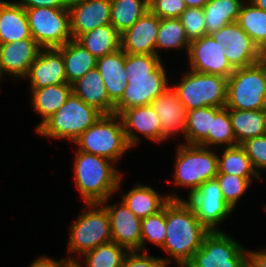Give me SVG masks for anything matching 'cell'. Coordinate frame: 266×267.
Returning <instances> with one entry per match:
<instances>
[{"mask_svg":"<svg viewBox=\"0 0 266 267\" xmlns=\"http://www.w3.org/2000/svg\"><path fill=\"white\" fill-rule=\"evenodd\" d=\"M69 229L68 252L70 260L80 261V257L99 245L112 242L110 217L101 203H86ZM88 208V209H87ZM72 253H76L72 257ZM76 258V259H75Z\"/></svg>","mask_w":266,"mask_h":267,"instance_id":"obj_5","label":"cell"},{"mask_svg":"<svg viewBox=\"0 0 266 267\" xmlns=\"http://www.w3.org/2000/svg\"><path fill=\"white\" fill-rule=\"evenodd\" d=\"M32 38L25 9L17 2L1 0L0 44Z\"/></svg>","mask_w":266,"mask_h":267,"instance_id":"obj_25","label":"cell"},{"mask_svg":"<svg viewBox=\"0 0 266 267\" xmlns=\"http://www.w3.org/2000/svg\"><path fill=\"white\" fill-rule=\"evenodd\" d=\"M41 49L33 38L0 44V68L3 75L24 79Z\"/></svg>","mask_w":266,"mask_h":267,"instance_id":"obj_19","label":"cell"},{"mask_svg":"<svg viewBox=\"0 0 266 267\" xmlns=\"http://www.w3.org/2000/svg\"><path fill=\"white\" fill-rule=\"evenodd\" d=\"M76 41L97 59L120 49V33L111 24L84 33Z\"/></svg>","mask_w":266,"mask_h":267,"instance_id":"obj_30","label":"cell"},{"mask_svg":"<svg viewBox=\"0 0 266 267\" xmlns=\"http://www.w3.org/2000/svg\"><path fill=\"white\" fill-rule=\"evenodd\" d=\"M166 239V205L164 208L141 219V251L148 252L145 243L149 241L160 248L163 246Z\"/></svg>","mask_w":266,"mask_h":267,"instance_id":"obj_38","label":"cell"},{"mask_svg":"<svg viewBox=\"0 0 266 267\" xmlns=\"http://www.w3.org/2000/svg\"><path fill=\"white\" fill-rule=\"evenodd\" d=\"M4 77L2 71H1V68H0V80Z\"/></svg>","mask_w":266,"mask_h":267,"instance_id":"obj_51","label":"cell"},{"mask_svg":"<svg viewBox=\"0 0 266 267\" xmlns=\"http://www.w3.org/2000/svg\"><path fill=\"white\" fill-rule=\"evenodd\" d=\"M208 233L185 199H171L166 204V239L161 248L178 267H185Z\"/></svg>","mask_w":266,"mask_h":267,"instance_id":"obj_2","label":"cell"},{"mask_svg":"<svg viewBox=\"0 0 266 267\" xmlns=\"http://www.w3.org/2000/svg\"><path fill=\"white\" fill-rule=\"evenodd\" d=\"M57 49L63 56L68 84L74 83L88 71L96 68L97 58L75 39L68 41Z\"/></svg>","mask_w":266,"mask_h":267,"instance_id":"obj_27","label":"cell"},{"mask_svg":"<svg viewBox=\"0 0 266 267\" xmlns=\"http://www.w3.org/2000/svg\"><path fill=\"white\" fill-rule=\"evenodd\" d=\"M149 11L158 18H179L187 9L184 0H148Z\"/></svg>","mask_w":266,"mask_h":267,"instance_id":"obj_42","label":"cell"},{"mask_svg":"<svg viewBox=\"0 0 266 267\" xmlns=\"http://www.w3.org/2000/svg\"><path fill=\"white\" fill-rule=\"evenodd\" d=\"M237 23L262 51L266 47V11L245 1Z\"/></svg>","mask_w":266,"mask_h":267,"instance_id":"obj_33","label":"cell"},{"mask_svg":"<svg viewBox=\"0 0 266 267\" xmlns=\"http://www.w3.org/2000/svg\"><path fill=\"white\" fill-rule=\"evenodd\" d=\"M101 115L98 110L71 93L64 105L49 117L36 132L42 137L74 142Z\"/></svg>","mask_w":266,"mask_h":267,"instance_id":"obj_7","label":"cell"},{"mask_svg":"<svg viewBox=\"0 0 266 267\" xmlns=\"http://www.w3.org/2000/svg\"><path fill=\"white\" fill-rule=\"evenodd\" d=\"M187 8H203L209 0H184Z\"/></svg>","mask_w":266,"mask_h":267,"instance_id":"obj_47","label":"cell"},{"mask_svg":"<svg viewBox=\"0 0 266 267\" xmlns=\"http://www.w3.org/2000/svg\"><path fill=\"white\" fill-rule=\"evenodd\" d=\"M32 109L40 115L42 121L36 125V130L59 108L64 105L72 93V86L68 83L49 85L40 89H30Z\"/></svg>","mask_w":266,"mask_h":267,"instance_id":"obj_26","label":"cell"},{"mask_svg":"<svg viewBox=\"0 0 266 267\" xmlns=\"http://www.w3.org/2000/svg\"><path fill=\"white\" fill-rule=\"evenodd\" d=\"M254 6L266 11V0H248Z\"/></svg>","mask_w":266,"mask_h":267,"instance_id":"obj_48","label":"cell"},{"mask_svg":"<svg viewBox=\"0 0 266 267\" xmlns=\"http://www.w3.org/2000/svg\"><path fill=\"white\" fill-rule=\"evenodd\" d=\"M211 35L215 41L222 43L224 55L234 69L261 61V50L237 22L228 24Z\"/></svg>","mask_w":266,"mask_h":267,"instance_id":"obj_14","label":"cell"},{"mask_svg":"<svg viewBox=\"0 0 266 267\" xmlns=\"http://www.w3.org/2000/svg\"><path fill=\"white\" fill-rule=\"evenodd\" d=\"M72 93L102 115L113 114L115 104L109 99L103 79L97 68L71 84Z\"/></svg>","mask_w":266,"mask_h":267,"instance_id":"obj_23","label":"cell"},{"mask_svg":"<svg viewBox=\"0 0 266 267\" xmlns=\"http://www.w3.org/2000/svg\"><path fill=\"white\" fill-rule=\"evenodd\" d=\"M229 116L236 145H241L248 139L266 134V109H229Z\"/></svg>","mask_w":266,"mask_h":267,"instance_id":"obj_28","label":"cell"},{"mask_svg":"<svg viewBox=\"0 0 266 267\" xmlns=\"http://www.w3.org/2000/svg\"><path fill=\"white\" fill-rule=\"evenodd\" d=\"M177 194H158L156 190L140 183L122 193L121 201L140 219L147 218L161 211L171 199H182Z\"/></svg>","mask_w":266,"mask_h":267,"instance_id":"obj_22","label":"cell"},{"mask_svg":"<svg viewBox=\"0 0 266 267\" xmlns=\"http://www.w3.org/2000/svg\"><path fill=\"white\" fill-rule=\"evenodd\" d=\"M176 150L173 183L184 189L189 188L188 195L217 176L218 154L213 149L183 143L178 144Z\"/></svg>","mask_w":266,"mask_h":267,"instance_id":"obj_6","label":"cell"},{"mask_svg":"<svg viewBox=\"0 0 266 267\" xmlns=\"http://www.w3.org/2000/svg\"><path fill=\"white\" fill-rule=\"evenodd\" d=\"M0 16H1V0H0Z\"/></svg>","mask_w":266,"mask_h":267,"instance_id":"obj_53","label":"cell"},{"mask_svg":"<svg viewBox=\"0 0 266 267\" xmlns=\"http://www.w3.org/2000/svg\"><path fill=\"white\" fill-rule=\"evenodd\" d=\"M147 11L148 0H111V25L122 34Z\"/></svg>","mask_w":266,"mask_h":267,"instance_id":"obj_32","label":"cell"},{"mask_svg":"<svg viewBox=\"0 0 266 267\" xmlns=\"http://www.w3.org/2000/svg\"><path fill=\"white\" fill-rule=\"evenodd\" d=\"M228 78L187 70L181 81L174 83L177 93L187 111L204 107H225Z\"/></svg>","mask_w":266,"mask_h":267,"instance_id":"obj_8","label":"cell"},{"mask_svg":"<svg viewBox=\"0 0 266 267\" xmlns=\"http://www.w3.org/2000/svg\"><path fill=\"white\" fill-rule=\"evenodd\" d=\"M170 262L172 260L168 257L149 256L148 252L144 251H129L121 267H167Z\"/></svg>","mask_w":266,"mask_h":267,"instance_id":"obj_43","label":"cell"},{"mask_svg":"<svg viewBox=\"0 0 266 267\" xmlns=\"http://www.w3.org/2000/svg\"><path fill=\"white\" fill-rule=\"evenodd\" d=\"M241 146L250 158L254 170L262 177L261 172L266 171V134L248 139Z\"/></svg>","mask_w":266,"mask_h":267,"instance_id":"obj_41","label":"cell"},{"mask_svg":"<svg viewBox=\"0 0 266 267\" xmlns=\"http://www.w3.org/2000/svg\"><path fill=\"white\" fill-rule=\"evenodd\" d=\"M248 250L223 231L209 232L185 267H244Z\"/></svg>","mask_w":266,"mask_h":267,"instance_id":"obj_10","label":"cell"},{"mask_svg":"<svg viewBox=\"0 0 266 267\" xmlns=\"http://www.w3.org/2000/svg\"><path fill=\"white\" fill-rule=\"evenodd\" d=\"M215 178L219 182L225 201L235 210L238 200L244 196L252 183L247 178L226 173H218Z\"/></svg>","mask_w":266,"mask_h":267,"instance_id":"obj_39","label":"cell"},{"mask_svg":"<svg viewBox=\"0 0 266 267\" xmlns=\"http://www.w3.org/2000/svg\"><path fill=\"white\" fill-rule=\"evenodd\" d=\"M261 62L266 65V47L261 51Z\"/></svg>","mask_w":266,"mask_h":267,"instance_id":"obj_49","label":"cell"},{"mask_svg":"<svg viewBox=\"0 0 266 267\" xmlns=\"http://www.w3.org/2000/svg\"><path fill=\"white\" fill-rule=\"evenodd\" d=\"M74 161L75 187L84 203H101L120 190L122 172L107 158L76 150Z\"/></svg>","mask_w":266,"mask_h":267,"instance_id":"obj_3","label":"cell"},{"mask_svg":"<svg viewBox=\"0 0 266 267\" xmlns=\"http://www.w3.org/2000/svg\"><path fill=\"white\" fill-rule=\"evenodd\" d=\"M24 9L31 8H57L68 9L70 6L69 0H16Z\"/></svg>","mask_w":266,"mask_h":267,"instance_id":"obj_44","label":"cell"},{"mask_svg":"<svg viewBox=\"0 0 266 267\" xmlns=\"http://www.w3.org/2000/svg\"><path fill=\"white\" fill-rule=\"evenodd\" d=\"M31 89L68 83L62 53L57 48H42L27 76Z\"/></svg>","mask_w":266,"mask_h":267,"instance_id":"obj_20","label":"cell"},{"mask_svg":"<svg viewBox=\"0 0 266 267\" xmlns=\"http://www.w3.org/2000/svg\"><path fill=\"white\" fill-rule=\"evenodd\" d=\"M222 43L215 41L212 35L206 34L200 39L190 42L188 51V69L229 78L234 68L224 55Z\"/></svg>","mask_w":266,"mask_h":267,"instance_id":"obj_13","label":"cell"},{"mask_svg":"<svg viewBox=\"0 0 266 267\" xmlns=\"http://www.w3.org/2000/svg\"><path fill=\"white\" fill-rule=\"evenodd\" d=\"M128 250L115 242H109L87 251L81 256L86 267H121L128 254ZM76 267H84L81 262L75 261Z\"/></svg>","mask_w":266,"mask_h":267,"instance_id":"obj_36","label":"cell"},{"mask_svg":"<svg viewBox=\"0 0 266 267\" xmlns=\"http://www.w3.org/2000/svg\"><path fill=\"white\" fill-rule=\"evenodd\" d=\"M28 267H76V263L67 257L57 261L43 255L32 261Z\"/></svg>","mask_w":266,"mask_h":267,"instance_id":"obj_45","label":"cell"},{"mask_svg":"<svg viewBox=\"0 0 266 267\" xmlns=\"http://www.w3.org/2000/svg\"><path fill=\"white\" fill-rule=\"evenodd\" d=\"M151 105L160 119L162 142L169 138L177 140L174 136L180 132L184 135L187 125V110L171 86L159 95Z\"/></svg>","mask_w":266,"mask_h":267,"instance_id":"obj_21","label":"cell"},{"mask_svg":"<svg viewBox=\"0 0 266 267\" xmlns=\"http://www.w3.org/2000/svg\"><path fill=\"white\" fill-rule=\"evenodd\" d=\"M161 60L157 55L125 53L128 84L123 96L115 104V114L120 115L128 108L151 105L169 88L167 71Z\"/></svg>","mask_w":266,"mask_h":267,"instance_id":"obj_1","label":"cell"},{"mask_svg":"<svg viewBox=\"0 0 266 267\" xmlns=\"http://www.w3.org/2000/svg\"><path fill=\"white\" fill-rule=\"evenodd\" d=\"M108 201L110 200L107 199L101 204L110 217L112 242L128 251H141V219L123 201L112 205H109Z\"/></svg>","mask_w":266,"mask_h":267,"instance_id":"obj_15","label":"cell"},{"mask_svg":"<svg viewBox=\"0 0 266 267\" xmlns=\"http://www.w3.org/2000/svg\"><path fill=\"white\" fill-rule=\"evenodd\" d=\"M218 156V173L233 174L247 178L250 182L254 179L263 180L254 170L250 158L241 145L223 148Z\"/></svg>","mask_w":266,"mask_h":267,"instance_id":"obj_31","label":"cell"},{"mask_svg":"<svg viewBox=\"0 0 266 267\" xmlns=\"http://www.w3.org/2000/svg\"><path fill=\"white\" fill-rule=\"evenodd\" d=\"M190 47V41L186 35L185 29L179 18L160 19V27L156 41V55L161 56L158 52L161 50H178L185 49L187 55Z\"/></svg>","mask_w":266,"mask_h":267,"instance_id":"obj_34","label":"cell"},{"mask_svg":"<svg viewBox=\"0 0 266 267\" xmlns=\"http://www.w3.org/2000/svg\"><path fill=\"white\" fill-rule=\"evenodd\" d=\"M248 262L253 267H266V249L260 251L248 250Z\"/></svg>","mask_w":266,"mask_h":267,"instance_id":"obj_46","label":"cell"},{"mask_svg":"<svg viewBox=\"0 0 266 267\" xmlns=\"http://www.w3.org/2000/svg\"><path fill=\"white\" fill-rule=\"evenodd\" d=\"M32 38L41 48H58L72 40L68 9H25Z\"/></svg>","mask_w":266,"mask_h":267,"instance_id":"obj_11","label":"cell"},{"mask_svg":"<svg viewBox=\"0 0 266 267\" xmlns=\"http://www.w3.org/2000/svg\"><path fill=\"white\" fill-rule=\"evenodd\" d=\"M79 151L107 158L116 164L130 150L119 114L101 115L74 142Z\"/></svg>","mask_w":266,"mask_h":267,"instance_id":"obj_4","label":"cell"},{"mask_svg":"<svg viewBox=\"0 0 266 267\" xmlns=\"http://www.w3.org/2000/svg\"><path fill=\"white\" fill-rule=\"evenodd\" d=\"M236 146L229 109L226 107H212V125L208 133V147Z\"/></svg>","mask_w":266,"mask_h":267,"instance_id":"obj_37","label":"cell"},{"mask_svg":"<svg viewBox=\"0 0 266 267\" xmlns=\"http://www.w3.org/2000/svg\"><path fill=\"white\" fill-rule=\"evenodd\" d=\"M226 108L236 110L266 109L263 63L237 68L227 82Z\"/></svg>","mask_w":266,"mask_h":267,"instance_id":"obj_9","label":"cell"},{"mask_svg":"<svg viewBox=\"0 0 266 267\" xmlns=\"http://www.w3.org/2000/svg\"><path fill=\"white\" fill-rule=\"evenodd\" d=\"M120 117L127 142L131 148L138 145L137 143L141 140L138 133L147 140L162 143L160 119L152 105L128 108L120 114Z\"/></svg>","mask_w":266,"mask_h":267,"instance_id":"obj_17","label":"cell"},{"mask_svg":"<svg viewBox=\"0 0 266 267\" xmlns=\"http://www.w3.org/2000/svg\"><path fill=\"white\" fill-rule=\"evenodd\" d=\"M190 42L206 35L203 8H187L179 17Z\"/></svg>","mask_w":266,"mask_h":267,"instance_id":"obj_40","label":"cell"},{"mask_svg":"<svg viewBox=\"0 0 266 267\" xmlns=\"http://www.w3.org/2000/svg\"><path fill=\"white\" fill-rule=\"evenodd\" d=\"M160 18L147 11L129 29L120 34V48L126 54L156 55Z\"/></svg>","mask_w":266,"mask_h":267,"instance_id":"obj_18","label":"cell"},{"mask_svg":"<svg viewBox=\"0 0 266 267\" xmlns=\"http://www.w3.org/2000/svg\"><path fill=\"white\" fill-rule=\"evenodd\" d=\"M244 267H253L249 262Z\"/></svg>","mask_w":266,"mask_h":267,"instance_id":"obj_52","label":"cell"},{"mask_svg":"<svg viewBox=\"0 0 266 267\" xmlns=\"http://www.w3.org/2000/svg\"><path fill=\"white\" fill-rule=\"evenodd\" d=\"M263 83L266 91V65L263 64Z\"/></svg>","mask_w":266,"mask_h":267,"instance_id":"obj_50","label":"cell"},{"mask_svg":"<svg viewBox=\"0 0 266 267\" xmlns=\"http://www.w3.org/2000/svg\"><path fill=\"white\" fill-rule=\"evenodd\" d=\"M96 68L103 79L109 99L116 104L128 84L125 70V52L120 48L114 53L97 59Z\"/></svg>","mask_w":266,"mask_h":267,"instance_id":"obj_24","label":"cell"},{"mask_svg":"<svg viewBox=\"0 0 266 267\" xmlns=\"http://www.w3.org/2000/svg\"><path fill=\"white\" fill-rule=\"evenodd\" d=\"M70 28L73 39L111 24V0H75L70 2Z\"/></svg>","mask_w":266,"mask_h":267,"instance_id":"obj_16","label":"cell"},{"mask_svg":"<svg viewBox=\"0 0 266 267\" xmlns=\"http://www.w3.org/2000/svg\"><path fill=\"white\" fill-rule=\"evenodd\" d=\"M187 196L185 201L209 232L221 231L217 225L225 221L234 211L225 201L216 178L207 180Z\"/></svg>","mask_w":266,"mask_h":267,"instance_id":"obj_12","label":"cell"},{"mask_svg":"<svg viewBox=\"0 0 266 267\" xmlns=\"http://www.w3.org/2000/svg\"><path fill=\"white\" fill-rule=\"evenodd\" d=\"M246 0H209L203 7L206 34L211 35L222 27L237 22Z\"/></svg>","mask_w":266,"mask_h":267,"instance_id":"obj_29","label":"cell"},{"mask_svg":"<svg viewBox=\"0 0 266 267\" xmlns=\"http://www.w3.org/2000/svg\"><path fill=\"white\" fill-rule=\"evenodd\" d=\"M212 125V107L187 111V125L184 131L185 144L208 147V133Z\"/></svg>","mask_w":266,"mask_h":267,"instance_id":"obj_35","label":"cell"}]
</instances>
